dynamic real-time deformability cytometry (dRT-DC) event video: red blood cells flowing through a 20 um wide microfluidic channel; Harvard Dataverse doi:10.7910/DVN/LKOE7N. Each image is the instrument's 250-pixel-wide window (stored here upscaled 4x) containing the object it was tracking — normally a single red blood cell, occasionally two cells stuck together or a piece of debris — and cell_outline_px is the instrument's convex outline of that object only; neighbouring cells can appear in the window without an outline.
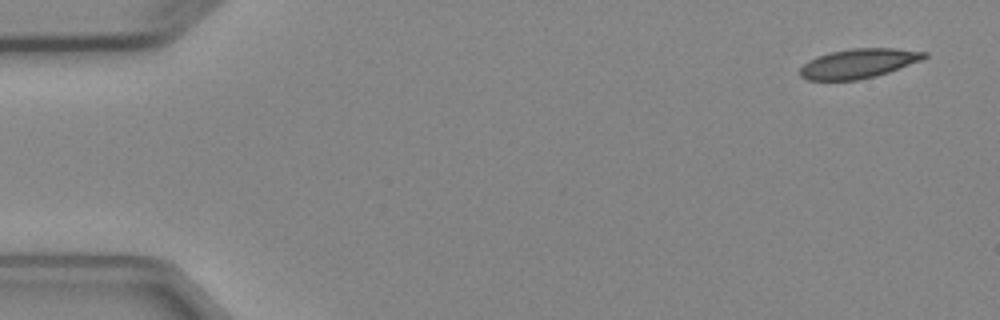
{"species": "Egyptian fruit bat (a non-hibernating species)", "species_latin": "Rousettus aegyptiacus", "temperature_condition": "cold", "stored_images_in_passage": 5, "camera_frame_rate_fps": 3000, "um_per_image_px": 0.085, "animal": {"sex": "female"}, "frame": {"image": 1, "passage_image": 1, "time_ms": 0.0, "image_size_px": [1000, 320], "cell_outline_px": [[928, 56], [924, 60], [876, 76], [856, 80], [808, 80], [800, 76], [800, 68], [808, 60], [816, 56], [828, 52], [852, 48], [896, 48], [928, 52]], "centroid_in_image_um": [73.0, 5.38], "position_along_channel_um": 12.0, "area_um2": 21.56}}
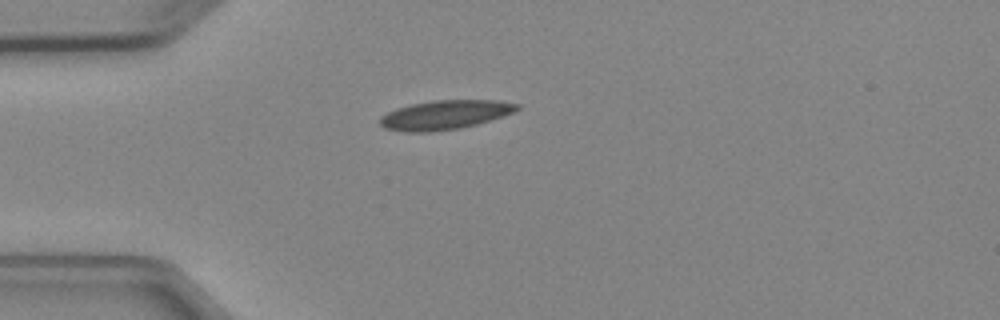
{"frame": {"image": 2, "passage_image": 4, "time_ms": 3.667, "image_size_px": [1000, 320], "cell_outline_px": [[520, 108], [512, 112], [476, 124], [460, 128], [428, 132], [404, 132], [384, 128], [380, 124], [380, 116], [396, 108], [412, 104], [432, 100], [500, 100], [520, 104]], "centroid_in_image_um": [37.78, 9.75], "position_along_channel_um": 47.2, "area_um2": 23.18}}